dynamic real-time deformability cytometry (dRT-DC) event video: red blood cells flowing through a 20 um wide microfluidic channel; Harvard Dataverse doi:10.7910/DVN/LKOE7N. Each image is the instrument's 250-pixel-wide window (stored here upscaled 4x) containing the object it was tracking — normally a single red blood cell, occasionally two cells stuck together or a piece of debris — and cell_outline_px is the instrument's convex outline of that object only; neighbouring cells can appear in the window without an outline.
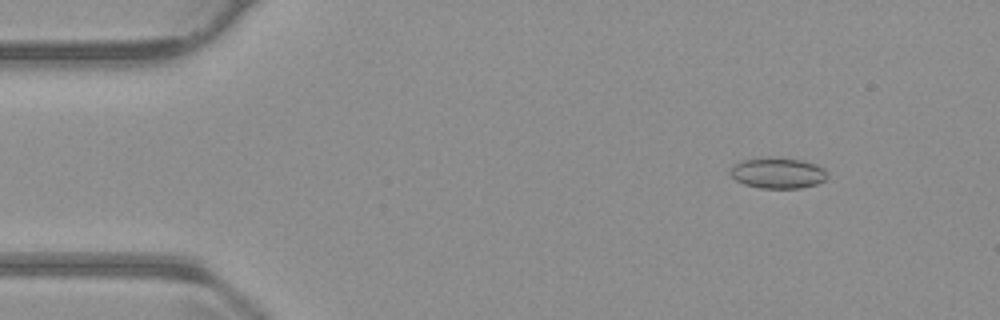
{"species": "common noctule bat (a hibernating species)", "species_latin": "Nyctalus noctula", "temperature_condition": "warm", "stored_images_in_passage": 55, "camera_frame_rate_fps": 3000, "um_per_image_px": 0.085, "animal": {"sex": "male", "body_mass_g": 23.1, "forearm_length_mm": 52.7}, "frame": {"image": 1, "passage_image": 7, "time_ms": 2.0, "image_size_px": [1000, 320], "cell_outline_px": [[824, 180], [816, 184], [800, 188], [760, 188], [744, 184], [736, 180], [728, 172], [732, 164], [744, 160], [768, 156], [780, 156], [800, 160], [816, 164], [824, 168]], "centroid_in_image_um": [66.04, 14.68], "position_along_channel_um": 19.0, "area_um2": 17.57}}
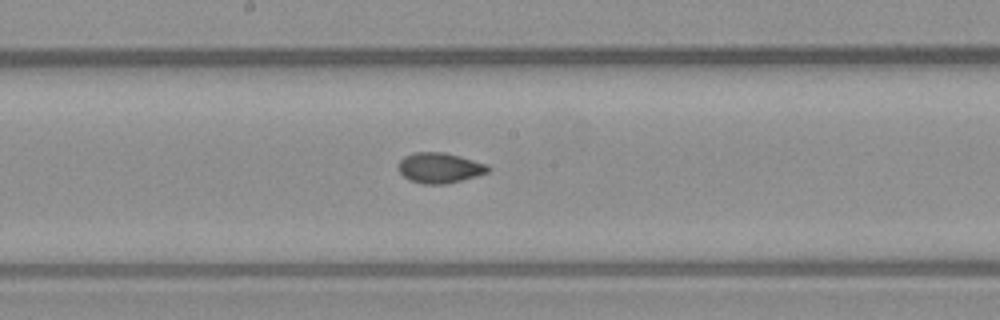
{"frame": {"image": 2, "passage_image": 29, "time_ms": 9.333, "image_size_px": [1000, 320], "cell_outline_px": [[492, 168], [488, 172], [476, 176], [444, 184], [424, 184], [408, 180], [396, 168], [396, 164], [404, 156], [412, 152], [444, 152], [460, 156], [488, 164]], "centroid_in_image_um": [37.34, 14.25], "position_along_channel_um": 210.9, "area_um2": 16.07}}
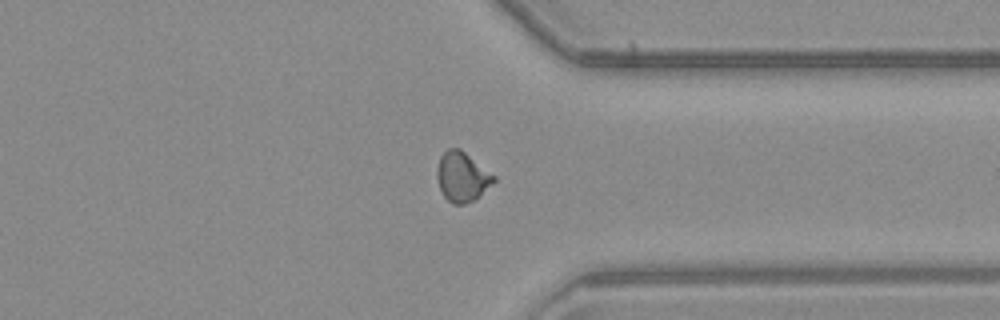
{"frame": {"image": 3, "passage_image": 42, "time_ms": 13.667, "image_size_px": [1000, 320], "cell_outline_px": [[496, 180], [472, 200], [464, 204], [452, 204], [444, 196], [440, 188], [436, 176], [436, 172], [440, 156], [448, 148], [460, 148], [496, 176]], "centroid_in_image_um": [39.26, 15.0], "position_along_channel_um": 372.1, "area_um2": 16.18}, "authors_computed_cell_mechanics": {"area_um2": 16.0106, "velocity_mm_per_s": 3.8086, "shape_relaxation_time_tau1_ms": null, "shape_relaxation_time_tau2_ms": 1.4574, "deformation_change_tau1": null, "deformation_change_tau2": 0.0606}}